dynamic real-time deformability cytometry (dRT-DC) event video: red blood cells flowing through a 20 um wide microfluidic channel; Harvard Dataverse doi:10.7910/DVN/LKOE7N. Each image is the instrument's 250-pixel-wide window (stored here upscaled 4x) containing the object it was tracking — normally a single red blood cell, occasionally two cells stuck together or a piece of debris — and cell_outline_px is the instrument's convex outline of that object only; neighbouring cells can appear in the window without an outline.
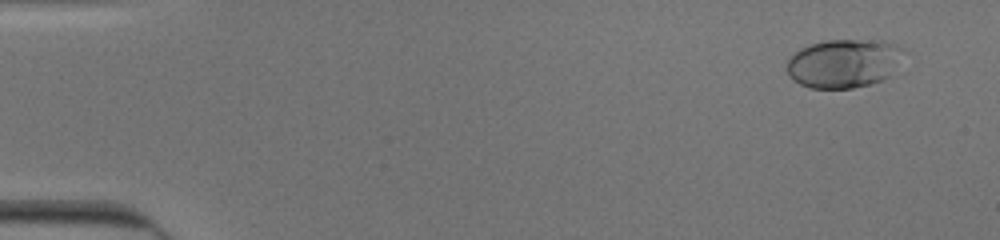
{"species": "human", "species_latin": "Homo sapiens", "temperature_condition": "cold", "stored_images_in_passage": 45, "camera_frame_rate_fps": 3000, "um_per_image_px": 0.085, "donor": {"sex": "male"}, "frame": {"image": 1, "passage_image": 4, "time_ms": 1.0, "image_size_px": [1000, 240], "cell_outline_px": [[904, 48], [892, 76], [884, 80], [852, 88], [808, 88], [800, 84], [788, 76], [784, 68], [788, 60], [800, 48], [808, 44], [824, 40], [884, 40]], "centroid_in_image_um": [71.7, 5.38], "position_along_channel_um": 13.3, "area_um2": 33.52}}
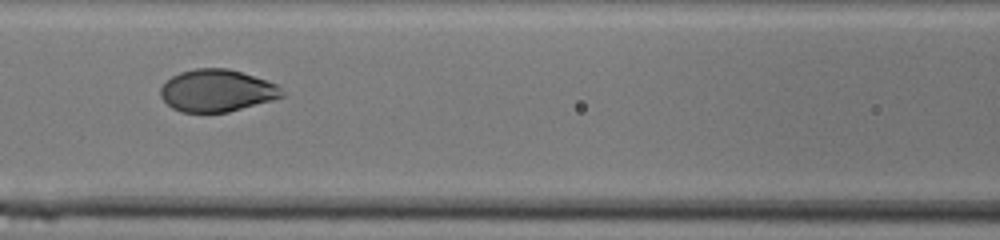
{"frame": {"image": 2, "passage_image": 25, "time_ms": 8.0, "image_size_px": [1000, 240], "cell_outline_px": [[284, 96], [272, 100], [228, 112], [180, 112], [172, 108], [160, 96], [160, 88], [172, 76], [180, 72], [196, 68], [228, 68], [276, 84], [284, 92]], "centroid_in_image_um": [18.41, 7.71], "position_along_channel_um": 148.2, "area_um2": 29.59}}
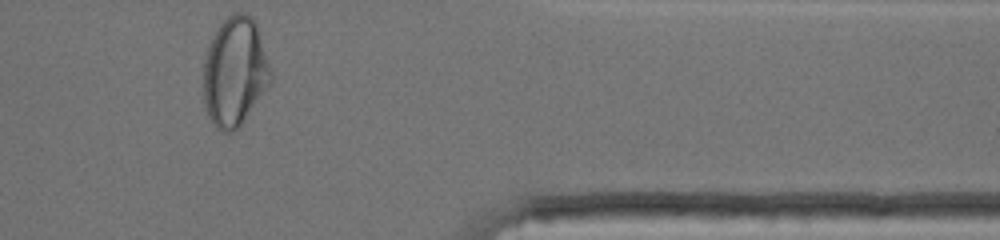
{"frame": {"image": 3, "passage_image": 45, "time_ms": 14.667, "image_size_px": [1000, 240], "cell_outline_px": [[272, 84], [240, 124], [232, 132], [224, 132], [216, 128], [212, 124], [208, 116], [204, 104], [204, 64], [208, 48], [220, 24], [228, 16], [236, 12], [248, 12], [256, 20], [272, 72]], "centroid_in_image_um": [20.0, 6.09], "position_along_channel_um": 391.4, "area_um2": 42.89}, "authors_computed_cell_mechanics": {"area_um2": 31.7322, "velocity_mm_per_s": 3.9159, "shape_relaxation_time_tau1_ms": 3.2793, "shape_relaxation_time_tau2_ms": null, "deformation_change_tau1": 0.1439, "deformation_change_tau2": null}}